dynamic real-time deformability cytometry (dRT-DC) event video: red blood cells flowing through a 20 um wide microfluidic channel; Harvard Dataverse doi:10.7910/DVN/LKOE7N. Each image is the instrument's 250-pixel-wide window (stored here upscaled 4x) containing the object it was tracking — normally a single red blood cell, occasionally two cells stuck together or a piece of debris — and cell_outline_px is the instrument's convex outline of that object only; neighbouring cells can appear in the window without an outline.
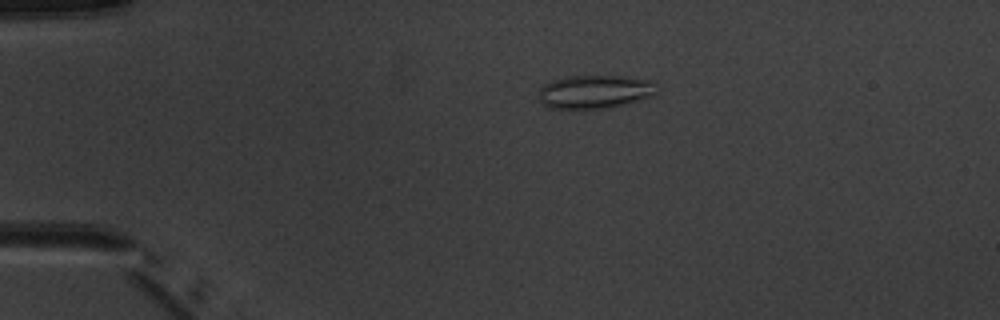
{"species": "common noctule bat (a hibernating species)", "species_latin": "Nyctalus noctula", "temperature_condition": "warm", "stored_images_in_passage": 4, "camera_frame_rate_fps": 3000, "um_per_image_px": 0.085, "animal": {"sex": "male", "body_mass_g": 20.1, "forearm_length_mm": 53.5}, "frame": {"image": 1, "passage_image": 3, "time_ms": 2.333, "image_size_px": [1000, 320], "cell_outline_px": [[656, 92], [652, 96], [624, 104], [604, 108], [548, 108], [540, 100], [540, 88], [544, 84], [552, 80], [568, 76], [624, 76], [656, 80]], "centroid_in_image_um": [50.6, 7.78], "position_along_channel_um": 34.4, "area_um2": 22.95}}